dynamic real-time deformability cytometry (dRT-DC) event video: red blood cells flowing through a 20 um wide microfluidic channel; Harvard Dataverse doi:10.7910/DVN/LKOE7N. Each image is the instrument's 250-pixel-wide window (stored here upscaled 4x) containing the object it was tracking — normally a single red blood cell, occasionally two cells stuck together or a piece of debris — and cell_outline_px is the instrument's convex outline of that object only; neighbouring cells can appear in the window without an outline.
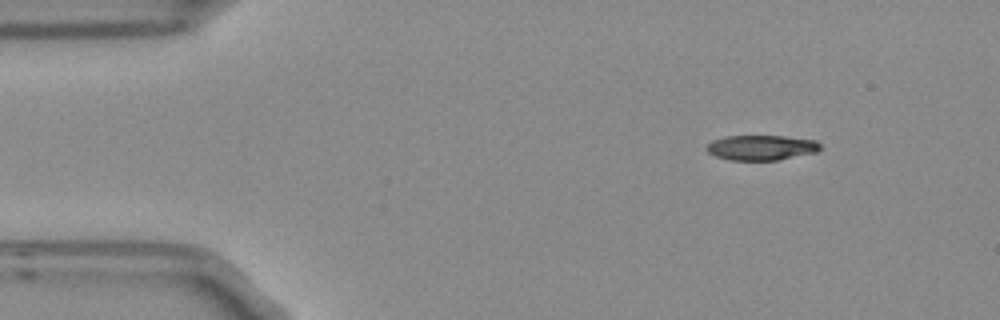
{"species": "Egyptian fruit bat (a non-hibernating species)", "species_latin": "Rousettus aegyptiacus", "temperature_condition": "room temperature", "stored_images_in_passage": 3, "camera_frame_rate_fps": 3000, "um_per_image_px": 0.085, "frame": {"image": 1, "passage_image": 1, "time_ms": 0.0, "image_size_px": [1000, 320], "cell_outline_px": [[820, 148], [816, 152], [776, 160], [728, 160], [716, 156], [708, 152], [704, 148], [712, 140], [724, 136], [784, 136], [816, 140], [820, 144]], "centroid_in_image_um": [64.67, 12.54], "position_along_channel_um": 20.3, "area_um2": 16.59}}